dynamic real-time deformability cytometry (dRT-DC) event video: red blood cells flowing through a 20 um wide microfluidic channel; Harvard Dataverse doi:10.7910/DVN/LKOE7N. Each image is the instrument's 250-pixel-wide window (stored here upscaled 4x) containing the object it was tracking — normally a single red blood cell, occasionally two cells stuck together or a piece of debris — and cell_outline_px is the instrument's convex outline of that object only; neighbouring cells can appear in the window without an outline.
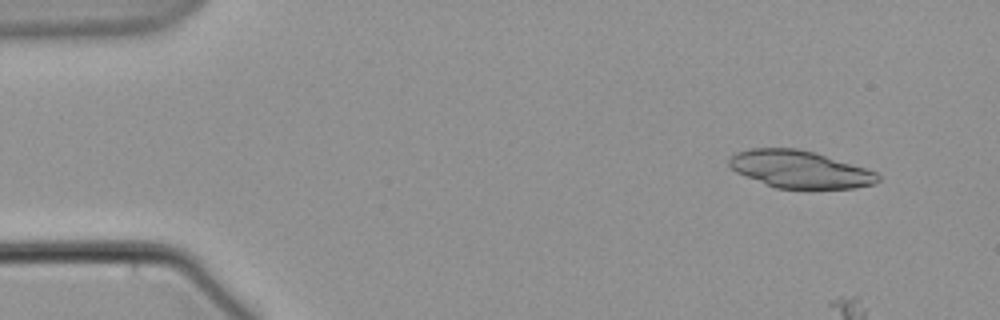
{"species": "common noctule bat (a hibernating species)", "species_latin": "Nyctalus noctula", "temperature_condition": "warm", "stored_images_in_passage": 4, "camera_frame_rate_fps": 3000, "um_per_image_px": 0.085, "animal": {"sex": "male", "body_mass_g": 21.5, "forearm_length_mm": 52.0}, "frame": {"image": 1, "passage_image": 1, "time_ms": 0.0, "image_size_px": [1000, 320], "cell_outline_px": [[880, 180], [876, 184], [852, 188], [776, 188], [736, 172], [728, 164], [728, 160], [736, 152], [748, 148], [796, 148], [812, 152], [864, 168], [876, 172], [880, 176]], "centroid_in_image_um": [67.96, 14.39], "position_along_channel_um": 17.0, "area_um2": 31.91}}